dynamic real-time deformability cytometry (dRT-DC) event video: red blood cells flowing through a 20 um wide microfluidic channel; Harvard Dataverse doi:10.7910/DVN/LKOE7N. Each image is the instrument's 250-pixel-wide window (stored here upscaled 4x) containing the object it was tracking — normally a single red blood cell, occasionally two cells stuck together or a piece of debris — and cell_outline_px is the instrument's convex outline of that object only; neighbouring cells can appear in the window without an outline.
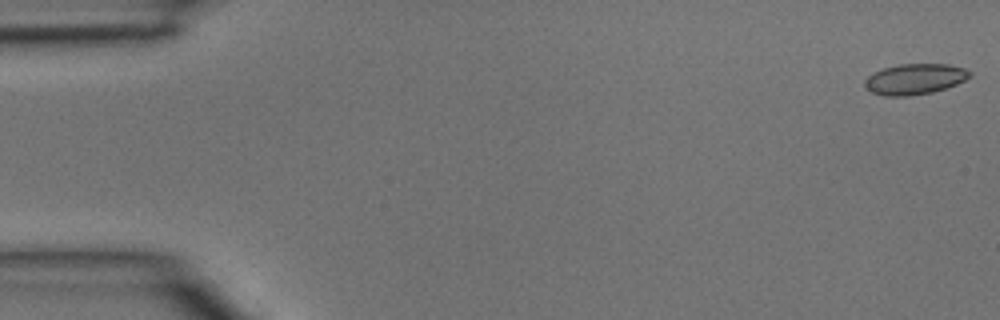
{"species": "common noctule bat (a hibernating species)", "species_latin": "Nyctalus noctula", "temperature_condition": "room temperature", "stored_images_in_passage": 4, "camera_frame_rate_fps": 3000, "um_per_image_px": 0.085, "animal": {"sex": "male", "body_mass_g": 15.6}, "frame": {"image": 1, "passage_image": 1, "time_ms": 0.0, "image_size_px": [1000, 320], "cell_outline_px": [[972, 76], [956, 84], [932, 92], [908, 96], [884, 96], [872, 92], [864, 88], [864, 80], [872, 72], [884, 68], [900, 64], [948, 64], [964, 68], [972, 72]], "centroid_in_image_um": [77.73, 6.72], "position_along_channel_um": 7.3, "area_um2": 18.84}}
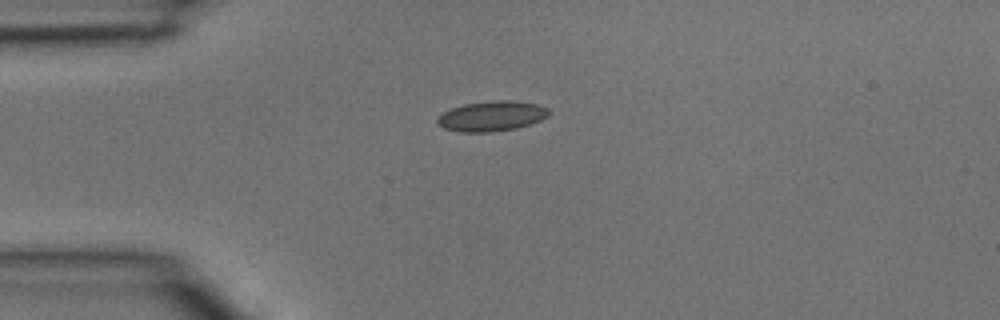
{"frame": {"image": 2, "passage_image": 3, "time_ms": 0.667, "image_size_px": [1000, 320], "cell_outline_px": [[548, 116], [532, 124], [516, 128], [492, 132], [460, 132], [444, 128], [436, 124], [436, 116], [452, 108], [464, 104], [492, 100], [516, 100], [536, 104], [548, 108]], "centroid_in_image_um": [41.77, 9.87], "position_along_channel_um": 43.2, "area_um2": 19.77}}